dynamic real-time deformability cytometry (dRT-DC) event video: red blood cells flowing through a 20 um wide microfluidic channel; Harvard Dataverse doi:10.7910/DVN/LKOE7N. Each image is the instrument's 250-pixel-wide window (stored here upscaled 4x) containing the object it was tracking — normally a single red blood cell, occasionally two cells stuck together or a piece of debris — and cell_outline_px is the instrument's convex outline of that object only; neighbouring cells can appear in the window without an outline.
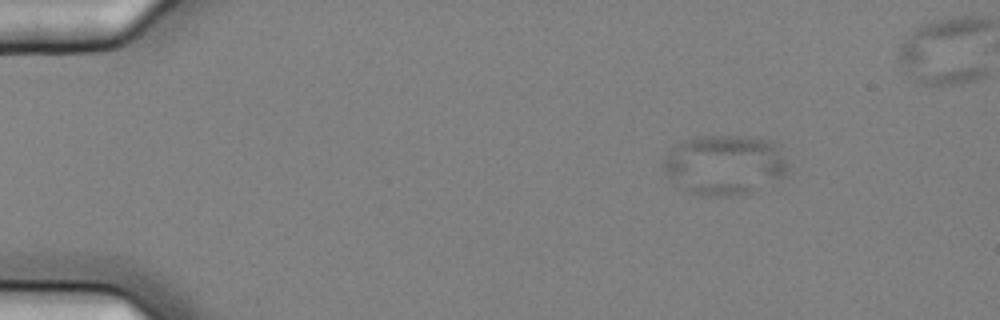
{"species": "common noctule bat (a hibernating species)", "species_latin": "Nyctalus noctula", "temperature_condition": "cold", "stored_images_in_passage": 16, "camera_frame_rate_fps": 3000, "um_per_image_px": 0.085, "animal": {"sex": "female", "body_mass_g": 25.1}, "frame": {"image": 1, "passage_image": 3, "time_ms": 0.667, "image_size_px": [1000, 320], "cell_outline_px": [[788, 176], [776, 188], [732, 196], [700, 196], [676, 188], [660, 164], [668, 152], [680, 140], [704, 136], [748, 136], [772, 140], [780, 144], [788, 164]], "centroid_in_image_um": [61.69, 14.06], "position_along_channel_um": 23.3, "area_um2": 45.78}}
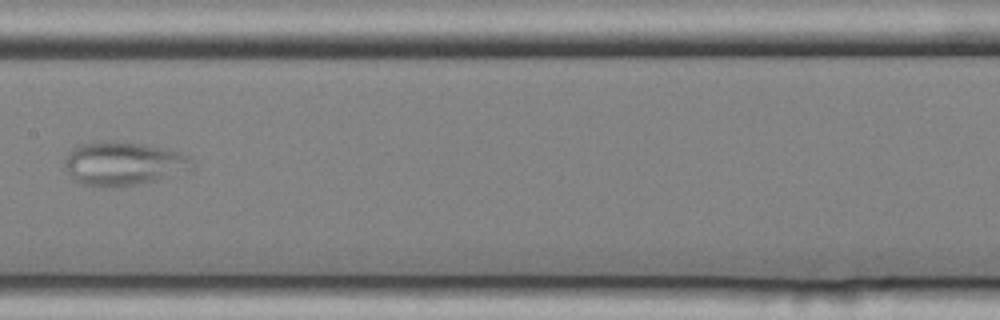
{"frame": {"image": 2, "passage_image": 8, "time_ms": 2.333, "image_size_px": [1000, 320], "cell_outline_px": [[196, 164], [188, 172], [156, 180], [120, 188], [92, 188], [80, 184], [72, 180], [64, 168], [64, 160], [68, 152], [76, 144], [112, 140], [144, 144], [168, 148], [180, 152], [188, 156]], "centroid_in_image_um": [10.45, 13.93], "position_along_channel_um": 196.9, "area_um2": 33.7}}
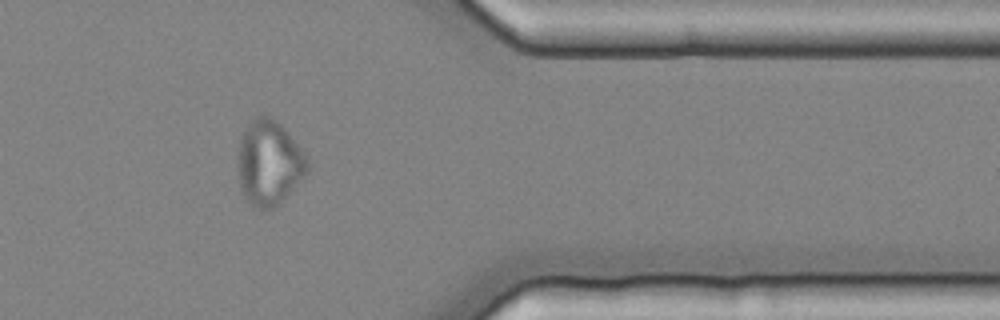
{"frame": {"image": 3, "passage_image": 13, "time_ms": 4.0, "image_size_px": [1000, 320], "cell_outline_px": [[308, 172], [272, 208], [264, 212], [260, 212], [252, 208], [244, 200], [240, 188], [236, 172], [236, 156], [240, 136], [248, 124], [256, 116], [264, 112], [272, 116], [288, 132], [304, 152], [308, 160]], "centroid_in_image_um": [22.79, 13.84], "position_along_channel_um": 388.6, "area_um2": 35.32}}